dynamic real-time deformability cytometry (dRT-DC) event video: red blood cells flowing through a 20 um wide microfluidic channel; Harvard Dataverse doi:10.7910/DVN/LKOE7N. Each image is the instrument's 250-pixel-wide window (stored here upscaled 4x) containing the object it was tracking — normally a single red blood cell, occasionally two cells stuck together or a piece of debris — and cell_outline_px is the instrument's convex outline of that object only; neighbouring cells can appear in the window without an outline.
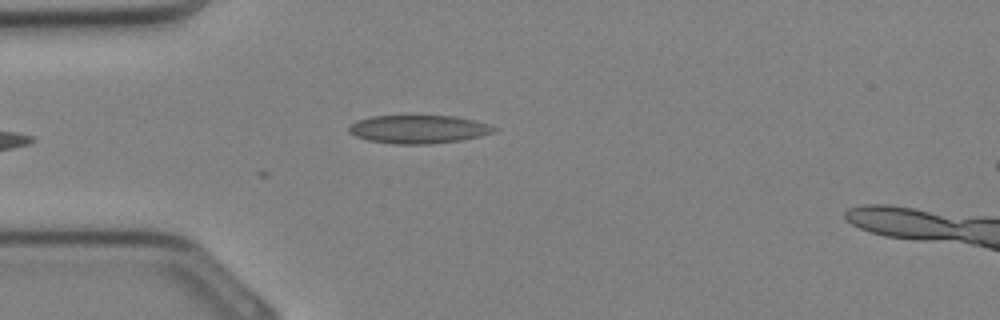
{"species": "Egyptian fruit bat (a non-hibernating species)", "species_latin": "Rousettus aegyptiacus", "temperature_condition": "cold", "stored_images_in_passage": 2, "camera_frame_rate_fps": 3000, "um_per_image_px": 0.085, "animal": {"sex": "female"}, "frame": {"image": 1, "passage_image": 2, "time_ms": 0.333, "image_size_px": [1000, 320], "cell_outline_px": [[500, 128], [492, 132], [480, 136], [460, 140], [428, 144], [396, 144], [368, 140], [356, 136], [348, 132], [348, 128], [356, 120], [372, 116], [456, 116], [476, 120]], "centroid_in_image_um": [35.58, 10.98], "position_along_channel_um": 49.4, "area_um2": 23.87}}